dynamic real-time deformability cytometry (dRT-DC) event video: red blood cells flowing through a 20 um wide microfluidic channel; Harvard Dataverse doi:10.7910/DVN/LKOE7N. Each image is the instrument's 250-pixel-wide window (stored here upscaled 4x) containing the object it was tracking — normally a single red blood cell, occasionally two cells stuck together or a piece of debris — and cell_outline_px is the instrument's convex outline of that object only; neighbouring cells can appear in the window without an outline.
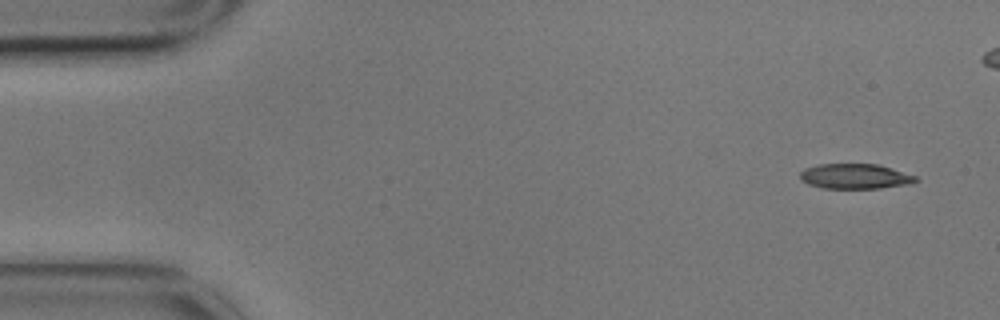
{"species": "common noctule bat (a hibernating species)", "species_latin": "Nyctalus noctula", "temperature_condition": "cold", "stored_images_in_passage": 9, "camera_frame_rate_fps": 3000, "um_per_image_px": 0.085, "animal": {"sex": "male", "body_mass_g": 17.9}, "frame": {"image": 1, "passage_image": 1, "time_ms": 0.0, "image_size_px": [1000, 320], "cell_outline_px": [[920, 180], [912, 184], [880, 188], [824, 188], [808, 184], [800, 180], [800, 172], [804, 168], [820, 164], [876, 164], [916, 176]], "centroid_in_image_um": [72.68, 14.99], "position_along_channel_um": 12.3, "area_um2": 16.88}}